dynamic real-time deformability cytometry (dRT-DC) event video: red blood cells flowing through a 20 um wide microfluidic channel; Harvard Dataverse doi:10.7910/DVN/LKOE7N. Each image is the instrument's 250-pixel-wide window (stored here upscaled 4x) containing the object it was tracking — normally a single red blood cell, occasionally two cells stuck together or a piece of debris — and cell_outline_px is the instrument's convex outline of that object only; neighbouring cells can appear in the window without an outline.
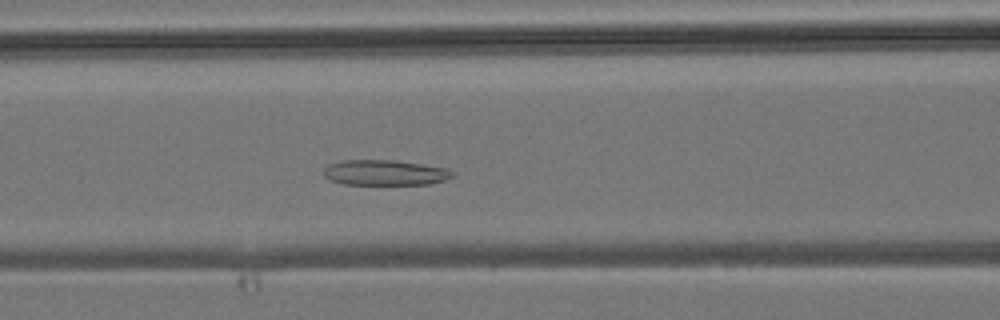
{"species": "common noctule bat (a hibernating species)", "species_latin": "Nyctalus noctula", "temperature_condition": "room temperature", "stored_images_in_passage": 43, "camera_frame_rate_fps": 3000, "um_per_image_px": 0.085, "animal": {"sex": "male", "body_mass_g": 19.2, "forearm_length_mm": 51.8}, "frame": {"image": 1, "passage_image": 17, "time_ms": 5.333, "image_size_px": [1000, 320], "cell_outline_px": [[456, 172], [452, 176], [444, 180], [428, 184], [344, 184], [328, 180], [324, 176], [324, 168], [328, 164], [340, 160], [396, 160], [448, 168]], "centroid_in_image_um": [32.7, 14.66], "position_along_channel_um": 133.9, "area_um2": 19.19}}
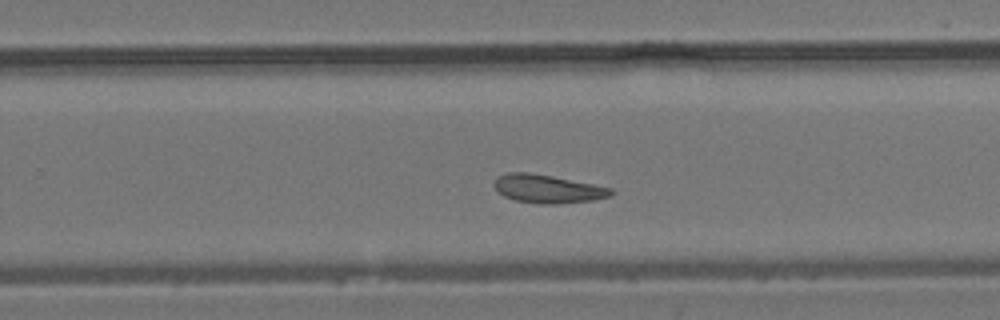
{"frame": {"image": 2, "passage_image": 27, "time_ms": 8.667, "image_size_px": [1000, 320], "cell_outline_px": [[616, 192], [612, 196], [592, 200], [556, 204], [540, 204], [516, 200], [504, 196], [496, 188], [496, 176], [508, 172], [528, 172], [552, 176], [612, 188]], "centroid_in_image_um": [46.59, 16.05], "position_along_channel_um": 283.2, "area_um2": 19.13}}
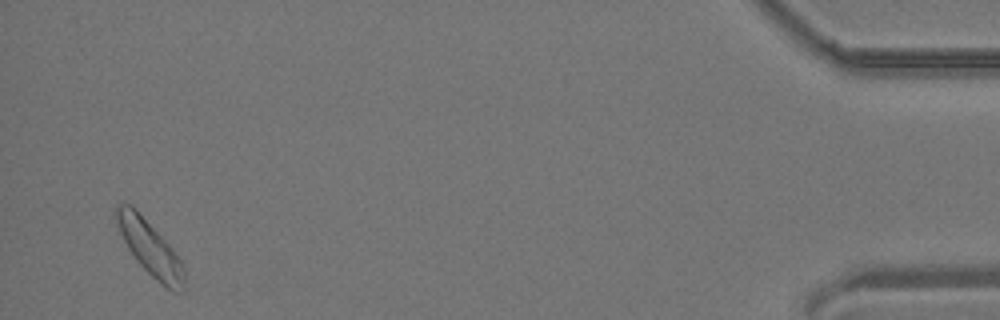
{"frame": {"image": 3, "passage_image": 42, "time_ms": 13.667, "image_size_px": [1000, 320], "cell_outline_px": [[184, 292], [172, 292], [160, 284], [140, 264], [128, 248], [120, 232], [112, 212], [116, 204], [132, 204], [136, 208], [168, 244], [180, 260], [184, 268]], "centroid_in_image_um": [12.72, 21.07], "position_along_channel_um": 422.5, "area_um2": 21.5}}